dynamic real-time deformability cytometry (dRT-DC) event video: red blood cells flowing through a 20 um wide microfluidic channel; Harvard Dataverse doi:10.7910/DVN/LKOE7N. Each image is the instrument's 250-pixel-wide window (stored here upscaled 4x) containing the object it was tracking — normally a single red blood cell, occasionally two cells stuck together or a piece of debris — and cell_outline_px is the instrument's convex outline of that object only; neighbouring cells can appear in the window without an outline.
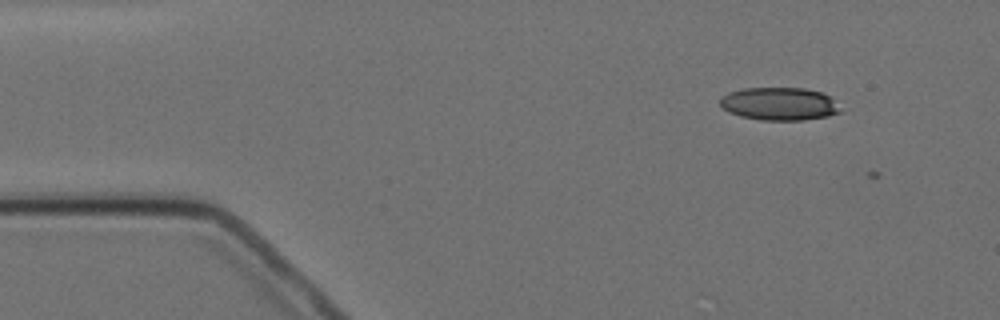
{"species": "Egyptian fruit bat (a non-hibernating species)", "species_latin": "Rousettus aegyptiacus", "temperature_condition": "cold", "stored_images_in_passage": 5, "camera_frame_rate_fps": 3000, "um_per_image_px": 0.085, "animal": {"sex": "female"}, "frame": {"image": 1, "passage_image": 2, "time_ms": 1.333, "image_size_px": [1000, 320], "cell_outline_px": [[840, 112], [828, 116], [804, 120], [760, 120], [740, 116], [728, 112], [720, 104], [720, 96], [728, 92], [744, 88], [804, 88], [820, 92], [828, 96], [840, 108]], "centroid_in_image_um": [66.19, 8.83], "position_along_channel_um": 18.8, "area_um2": 23.0}}